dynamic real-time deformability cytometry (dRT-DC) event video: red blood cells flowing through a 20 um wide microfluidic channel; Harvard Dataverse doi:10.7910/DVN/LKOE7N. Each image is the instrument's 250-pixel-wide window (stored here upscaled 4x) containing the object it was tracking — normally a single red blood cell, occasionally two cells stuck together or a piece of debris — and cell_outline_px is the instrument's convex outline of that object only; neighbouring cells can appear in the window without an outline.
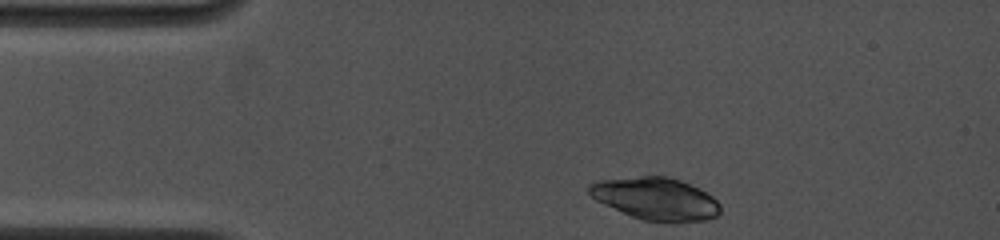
{"species": "common noctule bat (a hibernating species)", "species_latin": "Nyctalus noctula", "temperature_condition": "cold", "stored_images_in_passage": 6, "camera_frame_rate_fps": 4500, "um_per_image_px": 0.085, "animal": {"sex": "female", "body_mass_g": 19.0, "forearm_length_mm": 53.3}, "frame": {"image": 1, "passage_image": 1, "time_ms": 0.0, "image_size_px": [1000, 240], "cell_outline_px": [[720, 212], [716, 216], [708, 220], [672, 224], [644, 220], [632, 216], [604, 204], [596, 200], [588, 192], [588, 184], [600, 180], [640, 176], [668, 176], [680, 180], [712, 196], [720, 204]], "centroid_in_image_um": [55.76, 16.92], "position_along_channel_um": 29.2, "area_um2": 32.54}}